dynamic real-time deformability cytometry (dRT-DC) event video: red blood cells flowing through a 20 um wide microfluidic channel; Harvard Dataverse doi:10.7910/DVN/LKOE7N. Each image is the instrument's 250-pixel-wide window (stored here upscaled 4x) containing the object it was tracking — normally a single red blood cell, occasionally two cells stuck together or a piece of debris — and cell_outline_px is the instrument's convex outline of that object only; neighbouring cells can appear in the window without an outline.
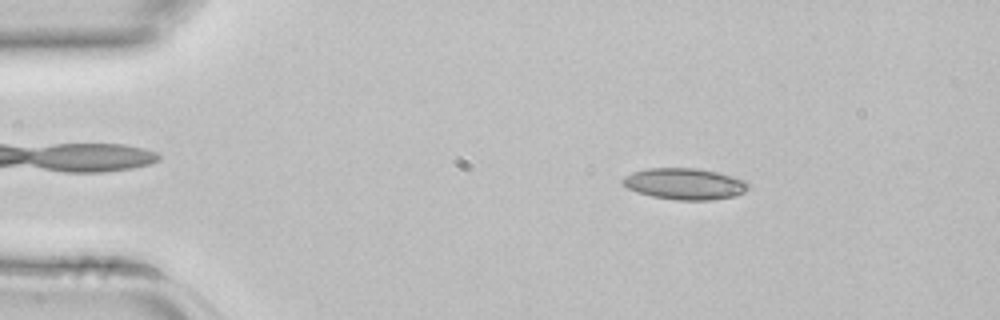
{"species": "common noctule bat (a hibernating species)", "species_latin": "Nyctalus noctula", "temperature_condition": "room temperature", "stored_images_in_passage": 2, "camera_frame_rate_fps": 3000, "um_per_image_px": 0.085, "animal": {"sex": "female", "body_mass_g": 22.7, "forearm_length_mm": 54.2}, "frame": {"image": 1, "passage_image": 1, "time_ms": 0.0, "image_size_px": [1000, 320], "cell_outline_px": [[748, 188], [744, 192], [736, 196], [712, 200], [676, 200], [652, 196], [628, 188], [620, 180], [624, 176], [632, 172], [648, 168], [696, 168], [716, 172], [748, 180]], "centroid_in_image_um": [58.22, 15.62], "position_along_channel_um": 26.8, "area_um2": 22.95}}